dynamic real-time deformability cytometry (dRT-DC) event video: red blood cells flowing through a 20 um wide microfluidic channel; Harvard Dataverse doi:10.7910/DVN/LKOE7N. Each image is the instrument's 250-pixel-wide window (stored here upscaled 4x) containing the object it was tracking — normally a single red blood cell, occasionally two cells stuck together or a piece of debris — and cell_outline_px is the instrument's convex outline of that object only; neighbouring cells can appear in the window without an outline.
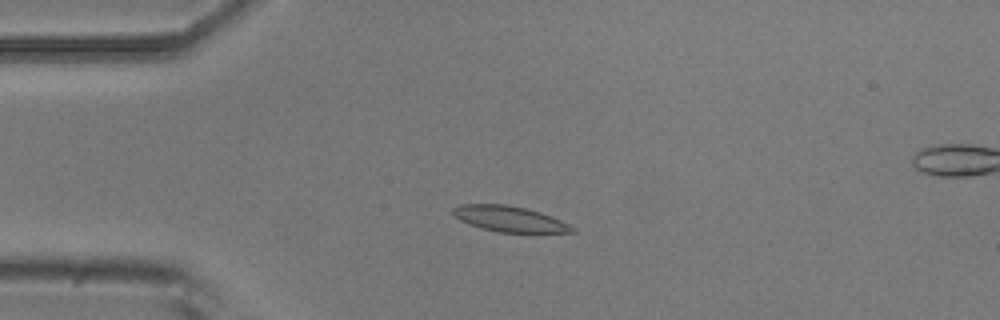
{"species": "common noctule bat (a hibernating species)", "species_latin": "Nyctalus noctula", "temperature_condition": "room temperature", "stored_images_in_passage": 4, "camera_frame_rate_fps": 3000, "um_per_image_px": 0.085, "animal": {"sex": "male", "body_mass_g": 20.5, "forearm_length_mm": 52.5}, "frame": {"image": 1, "passage_image": 3, "time_ms": 2.333, "image_size_px": [1000, 320], "cell_outline_px": [[576, 232], [500, 232], [468, 224], [460, 220], [452, 212], [452, 208], [460, 204], [508, 204], [528, 208], [552, 216], [576, 228]], "centroid_in_image_um": [43.31, 18.59], "position_along_channel_um": 41.7, "area_um2": 17.74}}